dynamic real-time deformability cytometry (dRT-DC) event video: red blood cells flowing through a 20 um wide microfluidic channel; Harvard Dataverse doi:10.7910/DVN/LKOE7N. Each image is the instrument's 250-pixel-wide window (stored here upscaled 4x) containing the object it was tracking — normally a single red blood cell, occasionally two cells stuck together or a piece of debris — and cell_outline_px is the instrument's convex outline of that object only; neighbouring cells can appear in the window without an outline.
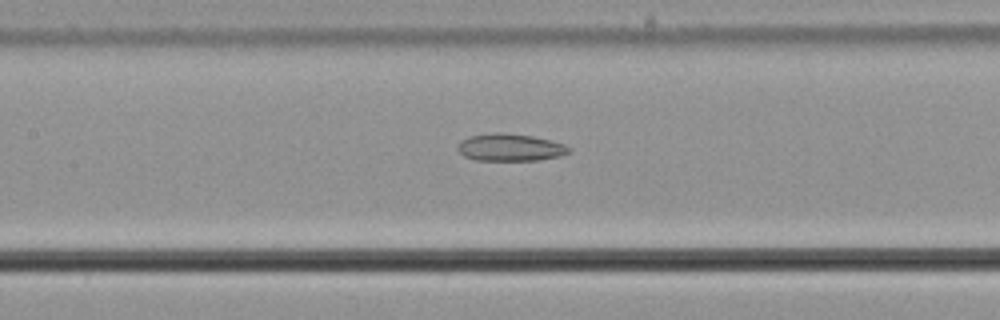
{"species": "common noctule bat (a hibernating species)", "species_latin": "Nyctalus noctula", "temperature_condition": "cold", "stored_images_in_passage": 24, "camera_frame_rate_fps": 3000, "um_per_image_px": 0.085, "animal": {"sex": "male", "body_mass_g": 21.5, "forearm_length_mm": 52.0}, "frame": {"image": 1, "passage_image": 15, "time_ms": 4.667, "image_size_px": [1000, 320], "cell_outline_px": [[572, 152], [560, 156], [540, 160], [476, 160], [464, 156], [456, 148], [460, 140], [468, 136], [492, 132], [500, 132], [532, 136], [564, 144], [572, 148]], "centroid_in_image_um": [43.35, 12.53], "position_along_channel_um": 164.0, "area_um2": 17.86}}
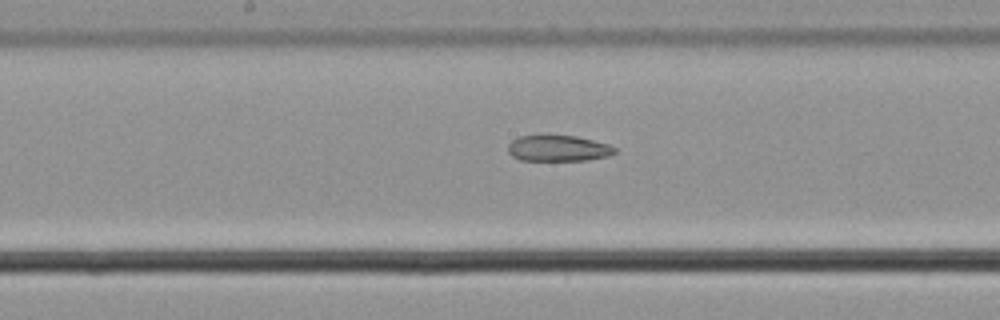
{"frame": {"image": 2, "passage_image": 18, "time_ms": 5.667, "image_size_px": [1000, 320], "cell_outline_px": [[616, 152], [608, 156], [588, 160], [520, 160], [512, 156], [508, 152], [508, 144], [512, 140], [520, 136], [576, 136], [608, 144], [616, 148]], "centroid_in_image_um": [47.44, 12.61], "position_along_channel_um": 200.8, "area_um2": 16.01}}
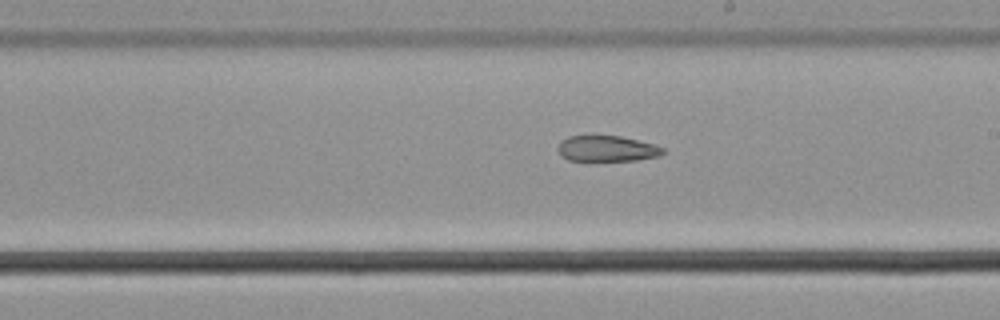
{"frame": {"image": 3, "passage_image": 21, "time_ms": 6.667, "image_size_px": [1000, 320], "cell_outline_px": [[664, 152], [660, 156], [636, 160], [568, 160], [560, 156], [556, 148], [560, 140], [568, 136], [588, 132], [620, 136], [656, 144], [664, 148]], "centroid_in_image_um": [51.51, 12.57], "position_along_channel_um": 237.5, "area_um2": 16.65}}